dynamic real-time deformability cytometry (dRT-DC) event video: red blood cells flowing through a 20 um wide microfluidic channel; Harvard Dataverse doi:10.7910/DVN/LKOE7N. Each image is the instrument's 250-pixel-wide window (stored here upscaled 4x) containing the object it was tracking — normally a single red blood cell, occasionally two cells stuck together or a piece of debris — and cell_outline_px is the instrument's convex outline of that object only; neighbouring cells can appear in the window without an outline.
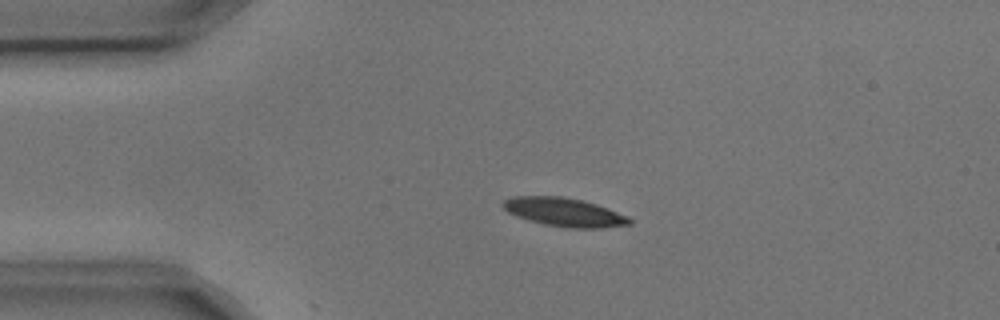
{"species": "common noctule bat (a hibernating species)", "species_latin": "Nyctalus noctula", "temperature_condition": "cold", "stored_images_in_passage": 4, "camera_frame_rate_fps": 3000, "um_per_image_px": 0.085, "animal": {"sex": "male", "body_mass_g": 17.9, "forearm_length_mm": 54.2}, "frame": {"image": 1, "passage_image": 3, "time_ms": 0.667, "image_size_px": [1000, 320], "cell_outline_px": [[632, 224], [600, 228], [568, 228], [544, 224], [516, 216], [508, 212], [500, 204], [504, 200], [512, 196], [560, 196], [580, 200], [596, 204], [608, 208], [628, 216], [632, 220]], "centroid_in_image_um": [47.96, 18.03], "position_along_channel_um": 37.0, "area_um2": 21.04}}